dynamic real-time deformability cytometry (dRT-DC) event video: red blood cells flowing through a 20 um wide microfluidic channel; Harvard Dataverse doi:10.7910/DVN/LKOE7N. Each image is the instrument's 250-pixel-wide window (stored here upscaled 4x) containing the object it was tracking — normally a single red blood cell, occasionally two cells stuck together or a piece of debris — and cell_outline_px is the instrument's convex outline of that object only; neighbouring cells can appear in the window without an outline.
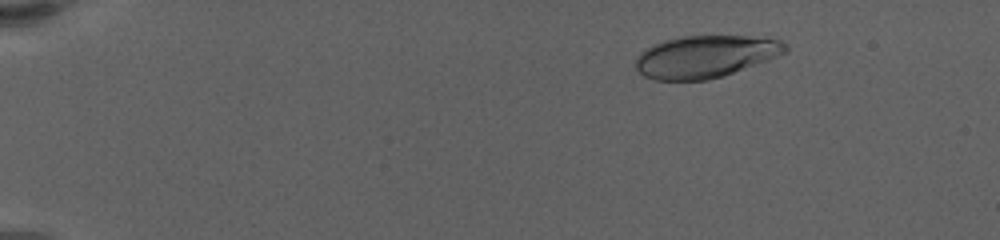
{"species": "human", "species_latin": "Homo sapiens", "temperature_condition": "warm", "stored_images_in_passage": 62, "camera_frame_rate_fps": 3000, "um_per_image_px": 0.085, "donor": {"sex": "female"}, "frame": {"image": 1, "passage_image": 10, "time_ms": 3.0, "image_size_px": [1000, 240], "cell_outline_px": [[788, 52], [768, 60], [724, 76], [708, 80], [652, 80], [644, 76], [632, 64], [636, 56], [640, 52], [652, 44], [664, 40], [684, 36], [748, 36], [780, 40], [788, 44]], "centroid_in_image_um": [59.93, 4.81], "position_along_channel_um": 25.1, "area_um2": 37.22}}
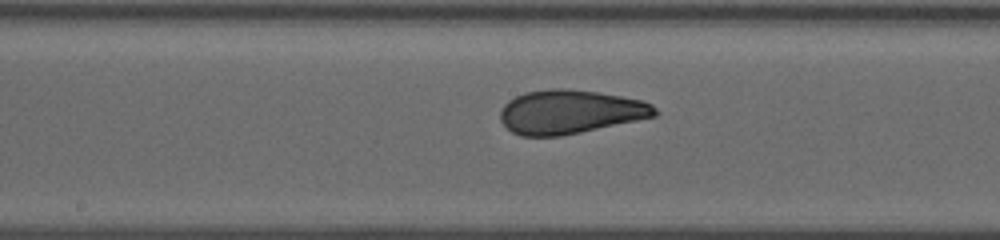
{"frame": {"image": 2, "passage_image": 35, "time_ms": 11.333, "image_size_px": [1000, 240], "cell_outline_px": [[660, 112], [656, 116], [580, 132], [560, 136], [520, 136], [512, 132], [500, 120], [500, 112], [504, 104], [508, 100], [524, 92], [548, 88], [568, 88], [600, 92], [640, 100], [652, 104]], "centroid_in_image_um": [48.44, 9.49], "position_along_channel_um": 199.8, "area_um2": 39.59}}
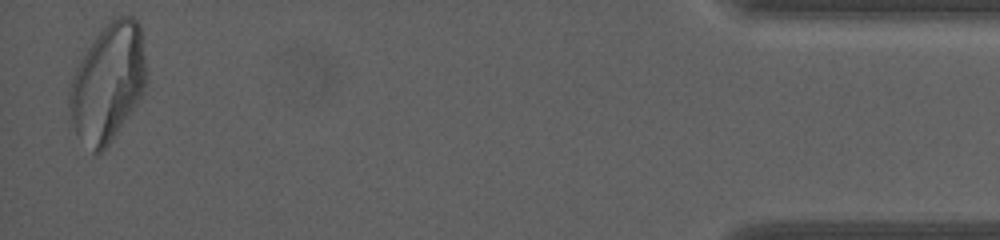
{"frame": {"image": 3, "passage_image": 61, "time_ms": 20.0, "image_size_px": [1000, 240], "cell_outline_px": [[148, 80], [144, 92], [112, 140], [100, 152], [92, 152], [76, 132], [72, 124], [68, 104], [68, 88], [76, 68], [84, 52], [96, 36], [116, 16], [132, 16], [140, 24]], "centroid_in_image_um": [9.18, 7.01], "position_along_channel_um": 426.0, "area_um2": 52.6}, "authors_computed_cell_mechanics": {"area_um2": 39.3618, "velocity_mm_per_s": 3.4524, "shape_relaxation_time_tau1_ms": 7.2847, "shape_relaxation_time_tau2_ms": 0.8447, "deformation_change_tau1": 0.2251, "deformation_change_tau2": 0.0757}}